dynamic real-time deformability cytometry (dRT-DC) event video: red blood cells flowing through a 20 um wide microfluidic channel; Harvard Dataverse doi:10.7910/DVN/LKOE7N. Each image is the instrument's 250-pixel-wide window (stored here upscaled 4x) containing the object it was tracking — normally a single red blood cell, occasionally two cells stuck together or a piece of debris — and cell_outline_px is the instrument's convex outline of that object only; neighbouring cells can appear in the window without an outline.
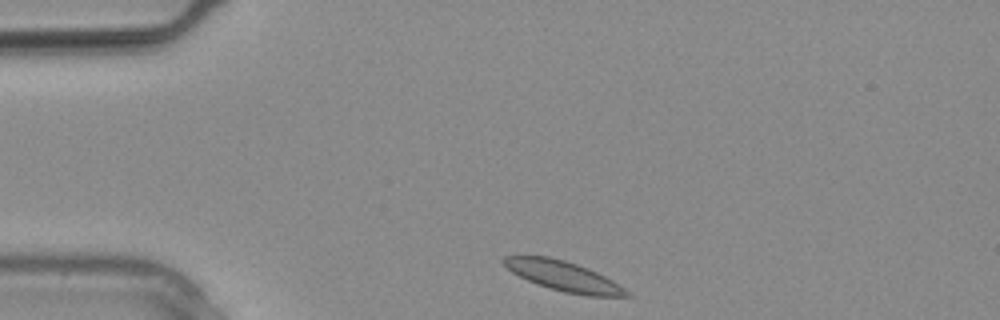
{"species": "common noctule bat (a hibernating species)", "species_latin": "Nyctalus noctula", "temperature_condition": "warm", "stored_images_in_passage": 7, "camera_frame_rate_fps": 3000, "um_per_image_px": 0.085, "animal": {"sex": "male", "body_mass_g": 20.4}, "frame": {"image": 1, "passage_image": 1, "time_ms": 0.0, "image_size_px": [1000, 320], "cell_outline_px": [[632, 296], [588, 296], [564, 292], [528, 280], [512, 272], [500, 260], [504, 256], [548, 256], [564, 260], [588, 268], [612, 280], [624, 288]], "centroid_in_image_um": [47.89, 23.46], "position_along_channel_um": 37.1, "area_um2": 20.98}}
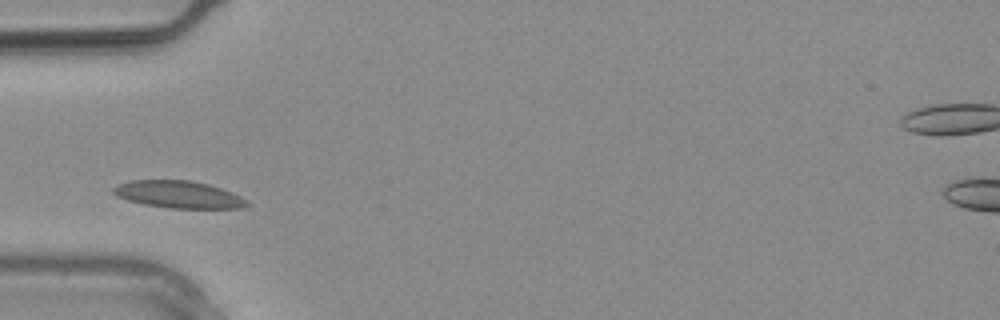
{"frame": {"image": 2, "passage_image": 4, "time_ms": 1.0, "image_size_px": [1000, 320], "cell_outline_px": [[248, 204], [244, 208], [168, 208], [144, 204], [128, 200], [116, 196], [112, 192], [112, 188], [120, 184], [132, 180], [192, 180], [208, 184], [232, 192], [240, 196]], "centroid_in_image_um": [15.15, 16.53], "position_along_channel_um": 69.8, "area_um2": 21.04}}